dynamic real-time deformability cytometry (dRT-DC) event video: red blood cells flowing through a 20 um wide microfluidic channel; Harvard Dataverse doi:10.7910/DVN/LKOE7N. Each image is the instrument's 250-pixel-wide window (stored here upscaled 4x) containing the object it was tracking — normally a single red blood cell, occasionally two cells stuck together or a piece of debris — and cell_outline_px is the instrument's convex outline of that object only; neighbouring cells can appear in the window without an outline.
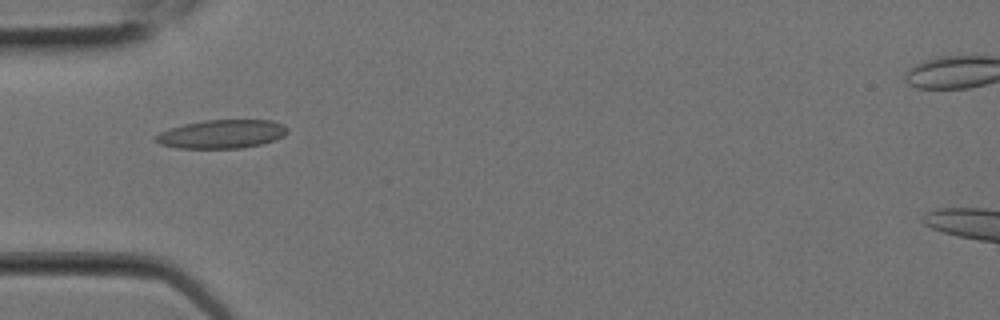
{"species": "Egyptian fruit bat (a non-hibernating species)", "species_latin": "Rousettus aegyptiacus", "temperature_condition": "room temperature", "stored_images_in_passage": 8, "camera_frame_rate_fps": 3000, "um_per_image_px": 0.085, "animal": {"sex": "female"}, "frame": {"image": 1, "passage_image": 7, "time_ms": 2.0, "image_size_px": [1000, 320], "cell_outline_px": [[288, 132], [284, 136], [276, 140], [244, 148], [176, 148], [160, 144], [152, 140], [160, 132], [184, 124], [204, 120], [272, 120], [284, 124], [288, 128]], "centroid_in_image_um": [18.88, 11.4], "position_along_channel_um": 66.1, "area_um2": 22.08}}